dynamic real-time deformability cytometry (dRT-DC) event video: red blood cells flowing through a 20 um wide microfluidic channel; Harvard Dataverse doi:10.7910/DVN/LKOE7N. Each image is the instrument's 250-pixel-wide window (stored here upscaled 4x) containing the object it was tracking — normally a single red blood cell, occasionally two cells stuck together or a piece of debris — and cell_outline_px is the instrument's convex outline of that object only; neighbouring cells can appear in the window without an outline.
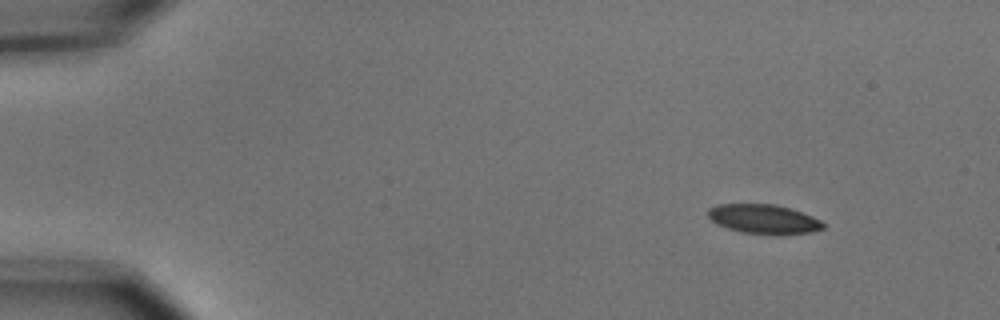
{"species": "common noctule bat (a hibernating species)", "species_latin": "Nyctalus noctula", "temperature_condition": "cold", "stored_images_in_passage": 50, "camera_frame_rate_fps": 3000, "um_per_image_px": 0.085, "animal": {"sex": "male", "body_mass_g": 15.6}, "frame": {"image": 1, "passage_image": 1, "time_ms": 0.0, "image_size_px": [1000, 320], "cell_outline_px": [[824, 228], [812, 232], [780, 236], [772, 236], [740, 232], [716, 224], [708, 216], [708, 208], [716, 204], [776, 204], [812, 216], [820, 220], [824, 224]], "centroid_in_image_um": [64.91, 18.65], "position_along_channel_um": 20.1, "area_um2": 20.06}}
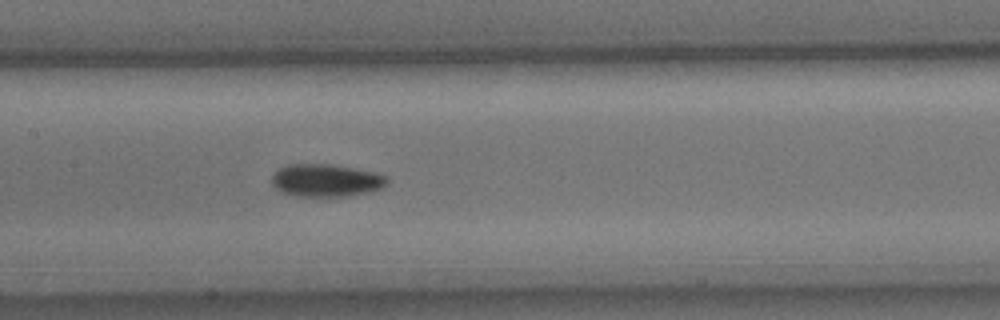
{"frame": {"image": 2, "passage_image": 22, "time_ms": 7.0, "image_size_px": [1000, 320], "cell_outline_px": [[388, 180], [380, 188], [372, 192], [348, 196], [296, 196], [280, 192], [272, 184], [272, 176], [280, 168], [292, 164], [328, 164], [352, 168], [372, 172], [388, 176]], "centroid_in_image_um": [27.7, 15.35], "position_along_channel_um": 179.7, "area_um2": 21.73}}
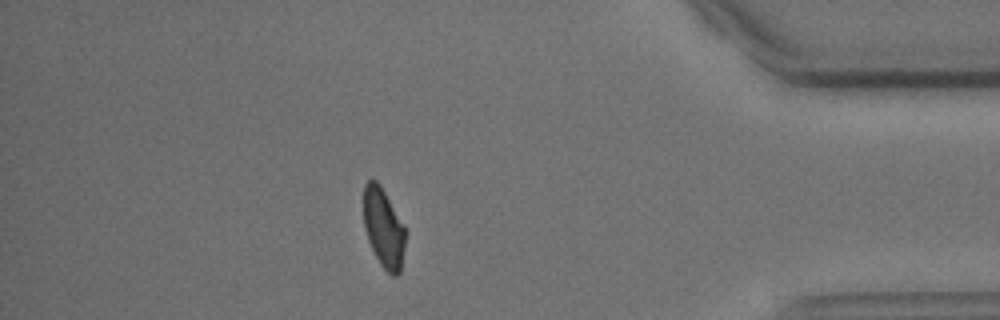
{"frame": {"image": 3, "passage_image": 43, "time_ms": 14.0, "image_size_px": [1000, 320], "cell_outline_px": [[404, 248], [400, 272], [396, 276], [392, 276], [380, 264], [368, 240], [364, 228], [364, 184], [368, 180], [376, 180], [380, 184], [404, 224]], "centroid_in_image_um": [32.59, 19.36], "position_along_channel_um": 402.6, "area_um2": 19.13}, "authors_computed_cell_mechanics": {"area_um2": 20.6924, "velocity_mm_per_s": 3.6806, "shape_relaxation_time_tau1_ms": 2.4035, "shape_relaxation_time_tau2_ms": null, "deformation_change_tau1": 0.1094, "deformation_change_tau2": null}}